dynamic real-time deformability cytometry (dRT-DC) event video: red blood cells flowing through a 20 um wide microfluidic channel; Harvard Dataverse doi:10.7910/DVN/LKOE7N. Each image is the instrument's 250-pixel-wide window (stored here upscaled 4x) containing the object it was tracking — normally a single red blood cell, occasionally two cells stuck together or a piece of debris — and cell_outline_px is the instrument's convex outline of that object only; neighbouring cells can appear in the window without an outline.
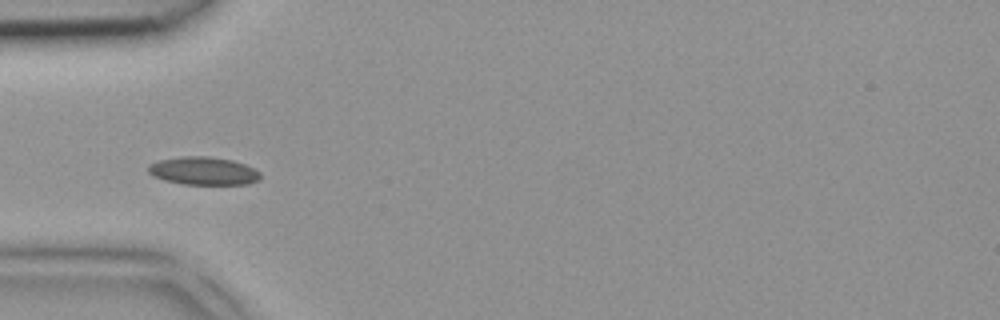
{"species": "common noctule bat (a hibernating species)", "species_latin": "Nyctalus noctula", "temperature_condition": "room temperature", "stored_images_in_passage": 5, "camera_frame_rate_fps": 3000, "um_per_image_px": 0.085, "animal": {"sex": "female", "body_mass_g": 18.4}, "frame": {"image": 1, "passage_image": 5, "time_ms": 1.333, "image_size_px": [1000, 320], "cell_outline_px": [[260, 180], [248, 184], [184, 184], [164, 180], [152, 176], [148, 172], [148, 164], [160, 160], [180, 156], [208, 156], [232, 160], [256, 168], [260, 172]], "centroid_in_image_um": [17.3, 14.52], "position_along_channel_um": 67.7, "area_um2": 18.44}}